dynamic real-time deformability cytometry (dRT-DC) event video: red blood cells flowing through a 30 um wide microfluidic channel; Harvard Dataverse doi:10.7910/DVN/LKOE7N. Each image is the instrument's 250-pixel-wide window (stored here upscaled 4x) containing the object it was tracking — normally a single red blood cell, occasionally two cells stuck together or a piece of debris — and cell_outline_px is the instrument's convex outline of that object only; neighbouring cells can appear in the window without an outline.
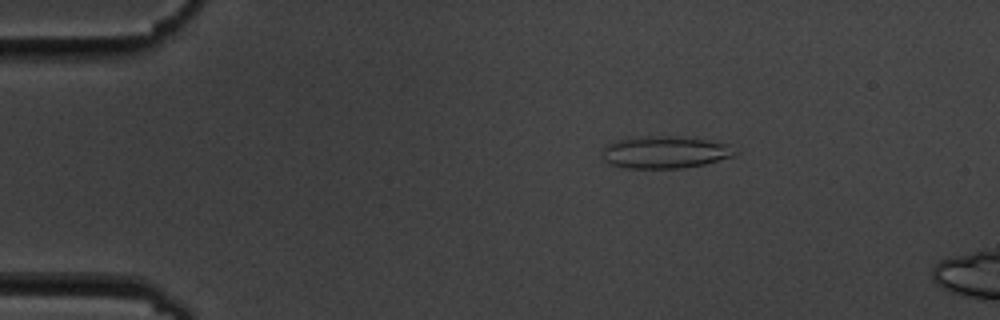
{"species": "common noctule bat (a hibernating species)", "species_latin": "Nyctalus noctula", "temperature_condition": "cold", "stored_images_in_passage": 5, "camera_frame_rate_fps": 3000, "um_per_image_px": 0.085, "animal": {"sex": "male", "body_mass_g": 19.5, "forearm_length_mm": 54.6}, "frame": {"image": 1, "passage_image": 3, "time_ms": 2.333, "image_size_px": [1000, 320], "cell_outline_px": [[736, 156], [704, 164], [680, 168], [624, 168], [608, 164], [604, 160], [604, 148], [608, 144], [616, 140], [652, 136], [676, 136], [704, 140], [724, 144], [736, 152]], "centroid_in_image_um": [56.49, 12.96], "position_along_channel_um": 28.5, "area_um2": 24.45}}